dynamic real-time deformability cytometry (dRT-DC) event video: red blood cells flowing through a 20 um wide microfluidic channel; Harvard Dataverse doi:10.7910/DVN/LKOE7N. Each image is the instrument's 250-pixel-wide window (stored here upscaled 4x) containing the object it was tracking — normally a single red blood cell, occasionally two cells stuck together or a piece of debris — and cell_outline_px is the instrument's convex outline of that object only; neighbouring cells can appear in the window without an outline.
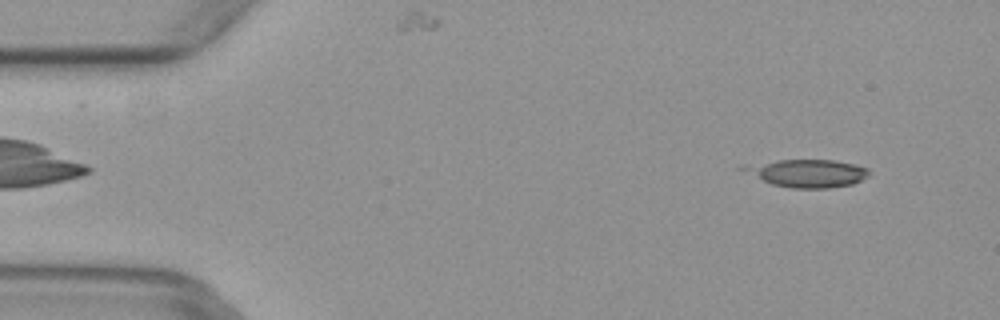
{"species": "common noctule bat (a hibernating species)", "species_latin": "Nyctalus noctula", "temperature_condition": "warm", "stored_images_in_passage": 4, "camera_frame_rate_fps": 3000, "um_per_image_px": 0.085, "animal": {"sex": "female", "body_mass_g": 29.2, "forearm_length_mm": 56.3}, "frame": {"image": 1, "passage_image": 1, "time_ms": 0.0, "image_size_px": [1000, 320], "cell_outline_px": [[868, 176], [852, 184], [828, 188], [792, 188], [772, 184], [736, 168], [740, 164], [776, 160], [832, 160], [852, 164], [868, 168]], "centroid_in_image_um": [68.52, 14.71], "position_along_channel_um": 16.5, "area_um2": 20.35}}